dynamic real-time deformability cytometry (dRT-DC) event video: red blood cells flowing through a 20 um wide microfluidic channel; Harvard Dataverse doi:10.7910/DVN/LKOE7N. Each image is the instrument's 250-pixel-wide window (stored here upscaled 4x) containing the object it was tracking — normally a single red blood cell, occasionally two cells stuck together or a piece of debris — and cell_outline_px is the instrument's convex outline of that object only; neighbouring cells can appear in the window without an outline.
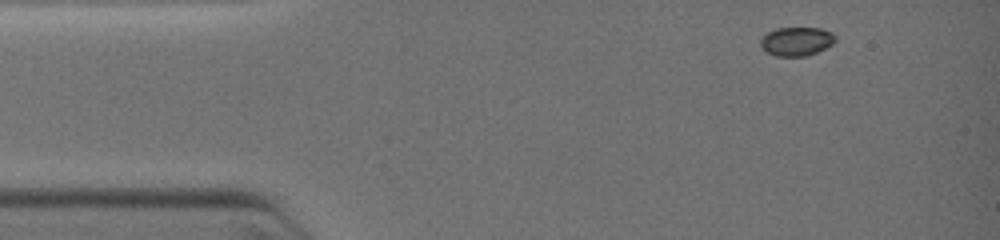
{"species": "common noctule bat (a hibernating species)", "species_latin": "Nyctalus noctula", "temperature_condition": "warm", "stored_images_in_passage": 4, "camera_frame_rate_fps": 3000, "um_per_image_px": 0.085, "animal": {"sex": "female", "body_mass_g": 19.0, "forearm_length_mm": 51.5}, "frame": {"image": 1, "passage_image": 1, "time_ms": 0.0, "image_size_px": [1000, 240], "cell_outline_px": [[836, 40], [832, 44], [816, 52], [804, 56], [776, 56], [768, 52], [760, 44], [760, 40], [768, 32], [776, 28], [820, 28], [832, 32], [836, 36]], "centroid_in_image_um": [67.72, 3.5], "position_along_channel_um": 17.3, "area_um2": 12.37}}
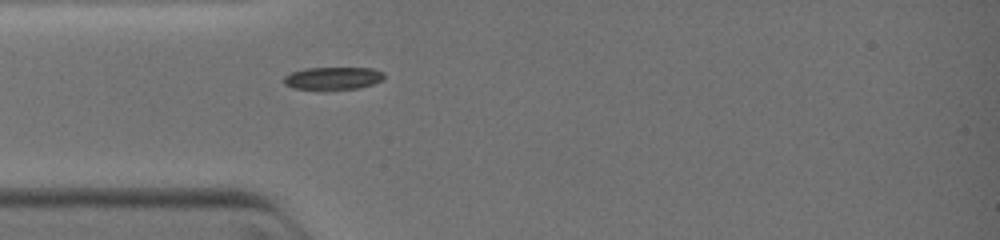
{"frame": {"image": 2, "passage_image": 4, "time_ms": 2.333, "image_size_px": [1000, 240], "cell_outline_px": [[384, 80], [360, 88], [328, 92], [324, 92], [292, 88], [284, 84], [284, 76], [292, 72], [304, 68], [372, 68], [384, 72]], "centroid_in_image_um": [28.29, 6.7], "position_along_channel_um": 56.7, "area_um2": 13.99}}